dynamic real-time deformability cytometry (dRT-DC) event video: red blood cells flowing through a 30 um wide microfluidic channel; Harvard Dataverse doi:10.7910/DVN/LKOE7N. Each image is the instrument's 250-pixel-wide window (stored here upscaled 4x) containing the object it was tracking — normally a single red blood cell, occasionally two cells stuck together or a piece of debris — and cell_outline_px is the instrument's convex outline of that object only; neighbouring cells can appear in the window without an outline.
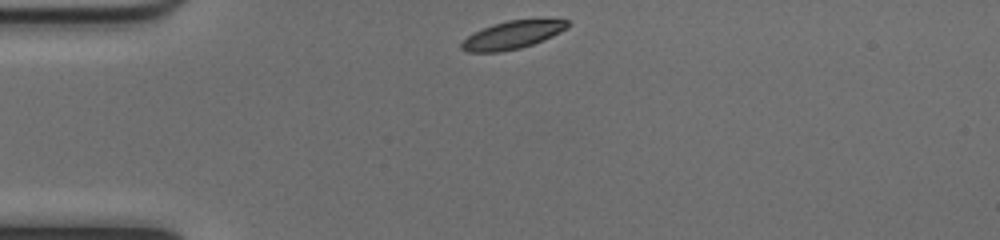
{"species": "common noctule bat (a hibernating species)", "species_latin": "Nyctalus noctula", "temperature_condition": "cold", "stored_images_in_passage": 40, "camera_frame_rate_fps": 3000, "um_per_image_px": 0.085, "animal": {"sex": "female", "body_mass_g": 17.0, "forearm_length_mm": 48.0}, "frame": {"image": 1, "passage_image": 1, "time_ms": 0.0, "image_size_px": [1000, 240], "cell_outline_px": [[568, 24], [560, 32], [544, 40], [520, 48], [500, 52], [468, 52], [460, 48], [460, 44], [468, 36], [492, 24], [508, 20], [568, 20]], "centroid_in_image_um": [43.5, 2.99], "position_along_channel_um": 41.5, "area_um2": 16.82}}
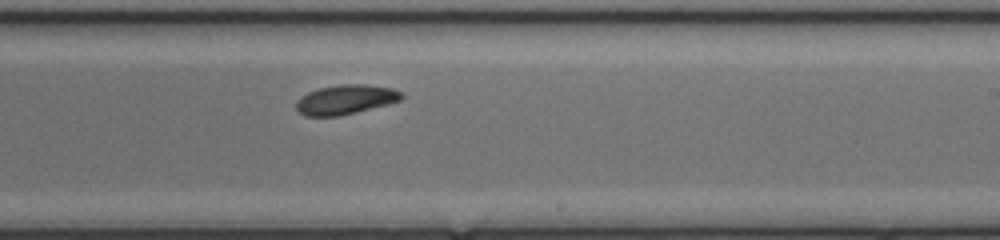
{"frame": {"image": 2, "passage_image": 20, "time_ms": 6.333, "image_size_px": [1000, 240], "cell_outline_px": [[404, 96], [400, 100], [388, 104], [340, 116], [304, 116], [296, 108], [296, 100], [300, 96], [308, 92], [320, 88], [340, 84], [364, 84], [392, 88], [400, 92]], "centroid_in_image_um": [29.35, 8.46], "position_along_channel_um": 259.7, "area_um2": 18.09}}
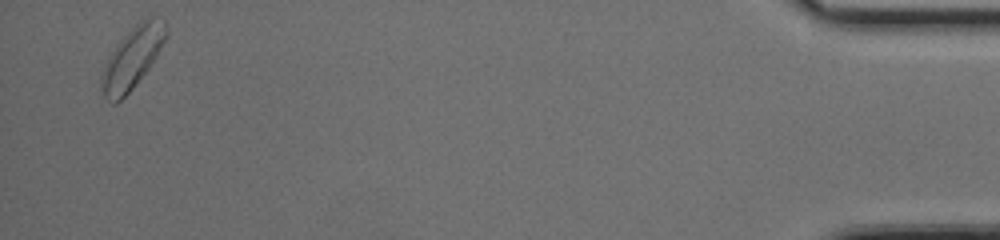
{"frame": {"image": 3, "passage_image": 39, "time_ms": 12.667, "image_size_px": [1000, 240], "cell_outline_px": [[168, 36], [156, 56], [148, 68], [132, 88], [116, 104], [112, 104], [104, 96], [100, 88], [100, 76], [104, 64], [116, 44], [144, 16], [156, 16], [164, 20], [168, 28]], "centroid_in_image_um": [11.25, 4.88], "position_along_channel_um": 424.0, "area_um2": 23.24}, "authors_computed_cell_mechanics": {"area_um2": 18.4093, "velocity_mm_per_s": 3.9453, "shape_relaxation_time_tau1_ms": 2.9178, "shape_relaxation_time_tau2_ms": null, "deformation_change_tau1": 0.1095, "deformation_change_tau2": null}}